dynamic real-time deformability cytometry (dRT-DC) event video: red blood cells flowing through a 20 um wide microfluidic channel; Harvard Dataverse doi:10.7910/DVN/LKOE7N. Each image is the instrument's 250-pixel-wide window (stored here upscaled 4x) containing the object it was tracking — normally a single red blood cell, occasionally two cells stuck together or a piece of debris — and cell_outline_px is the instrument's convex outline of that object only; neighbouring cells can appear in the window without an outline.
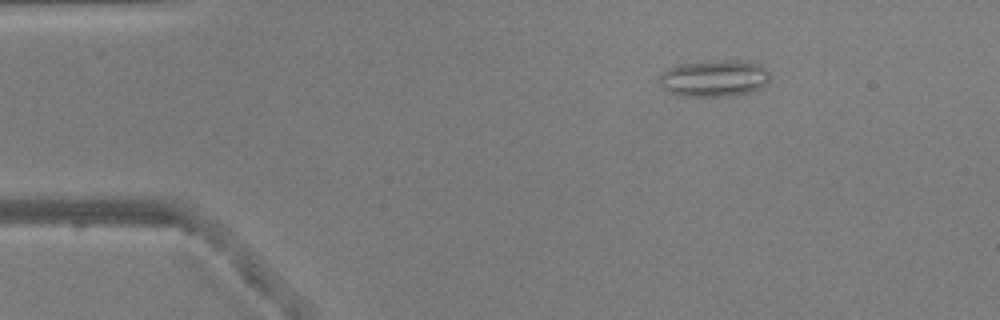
{"species": "common noctule bat (a hibernating species)", "species_latin": "Nyctalus noctula", "temperature_condition": "warm", "stored_images_in_passage": 51, "camera_frame_rate_fps": 3000, "um_per_image_px": 0.085, "animal": {"sex": "male", "body_mass_g": 20.5, "forearm_length_mm": 52.5}, "frame": {"image": 1, "passage_image": 8, "time_ms": 2.333, "image_size_px": [1000, 320], "cell_outline_px": [[768, 80], [760, 88], [752, 92], [736, 96], [676, 96], [660, 88], [660, 76], [668, 68], [676, 64], [724, 60], [736, 60], [760, 64], [768, 72]], "centroid_in_image_um": [60.67, 6.68], "position_along_channel_um": 24.3, "area_um2": 23.81}}
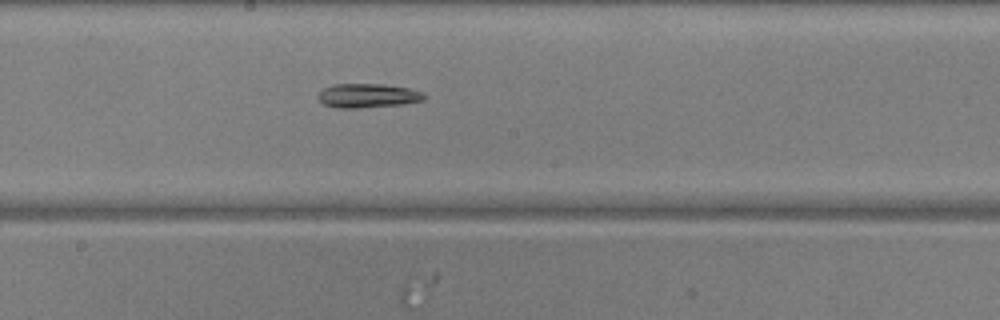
{"frame": {"image": 2, "passage_image": 28, "time_ms": 9.0, "image_size_px": [1000, 320], "cell_outline_px": [[428, 96], [424, 100], [404, 104], [356, 108], [340, 108], [324, 104], [316, 96], [324, 88], [332, 84], [384, 84], [412, 88], [424, 92]], "centroid_in_image_um": [31.32, 8.12], "position_along_channel_um": 216.9, "area_um2": 15.09}}
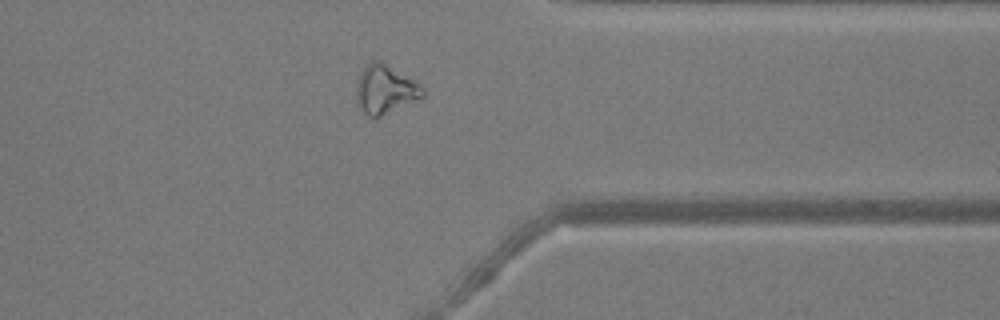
{"frame": {"image": 3, "passage_image": 41, "time_ms": 13.333, "image_size_px": [1000, 320], "cell_outline_px": [[424, 96], [380, 116], [368, 116], [356, 104], [356, 84], [360, 72], [372, 60], [380, 60], [420, 84], [424, 88]], "centroid_in_image_um": [32.7, 7.58], "position_along_channel_um": 378.7, "area_um2": 18.55}, "authors_computed_cell_mechanics": {"area_um2": 17.8024, "velocity_mm_per_s": 3.8949, "shape_relaxation_time_tau1_ms": 4.9586, "shape_relaxation_time_tau2_ms": null, "deformation_change_tau1": 0.1807, "deformation_change_tau2": null}}